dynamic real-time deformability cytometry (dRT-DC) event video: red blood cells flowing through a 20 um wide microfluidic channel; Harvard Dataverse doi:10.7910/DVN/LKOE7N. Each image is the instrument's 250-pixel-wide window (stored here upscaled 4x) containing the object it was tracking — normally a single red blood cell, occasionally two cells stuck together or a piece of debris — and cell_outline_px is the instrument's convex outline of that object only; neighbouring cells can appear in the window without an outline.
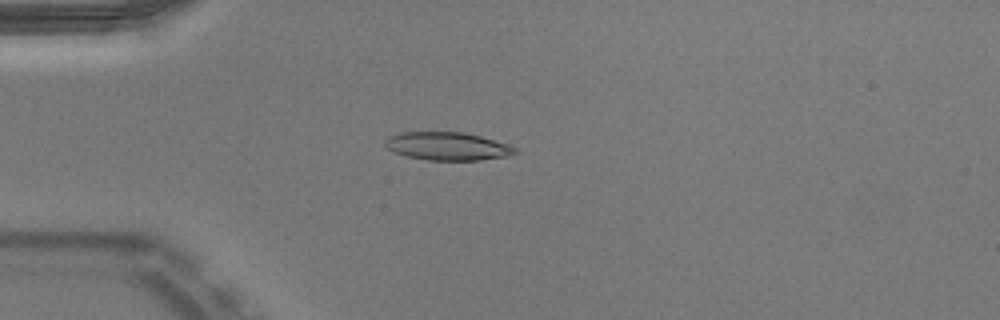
{"species": "Egyptian fruit bat (a non-hibernating species)", "species_latin": "Rousettus aegyptiacus", "temperature_condition": "warm", "stored_images_in_passage": 39, "camera_frame_rate_fps": 3000, "um_per_image_px": 0.085, "animal": {"sex": "male"}, "frame": {"image": 1, "passage_image": 2, "time_ms": 0.333, "image_size_px": [1000, 320], "cell_outline_px": [[516, 152], [508, 156], [480, 160], [428, 160], [408, 156], [396, 152], [388, 148], [384, 144], [384, 140], [388, 136], [400, 132], [464, 132], [480, 136], [508, 144], [516, 148]], "centroid_in_image_um": [38.02, 12.42], "position_along_channel_um": 47.0, "area_um2": 21.15}}
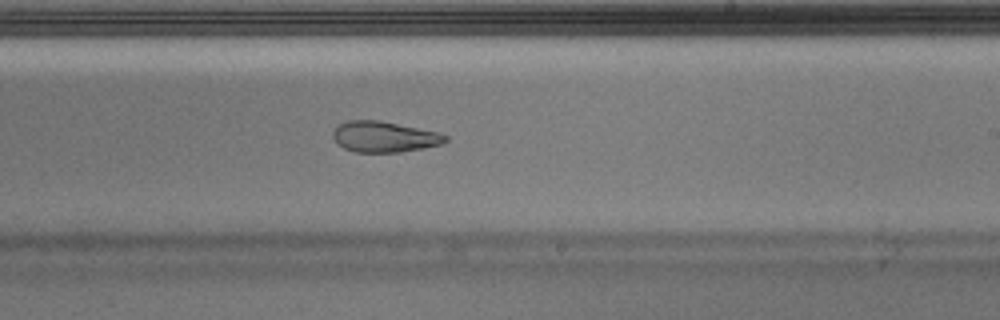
{"frame": {"image": 2, "passage_image": 19, "time_ms": 6.0, "image_size_px": [1000, 320], "cell_outline_px": [[448, 140], [440, 144], [424, 148], [400, 152], [356, 152], [344, 148], [336, 144], [332, 136], [332, 132], [340, 124], [348, 120], [380, 120], [440, 132], [448, 136]], "centroid_in_image_um": [32.66, 11.62], "position_along_channel_um": 256.3, "area_um2": 20.35}}
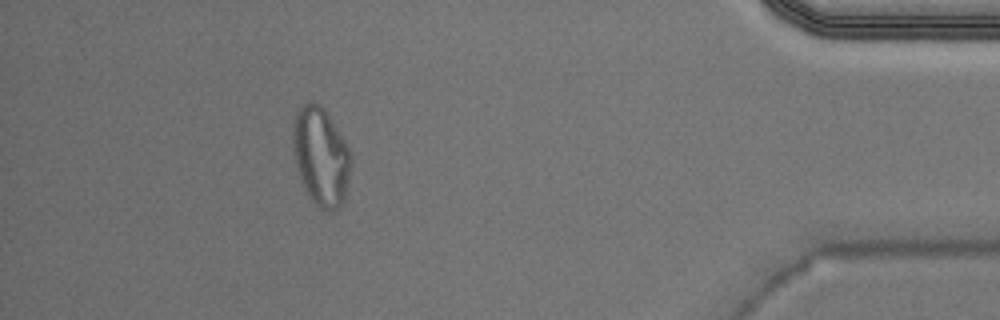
{"frame": {"image": 3, "passage_image": 34, "time_ms": 11.0, "image_size_px": [1000, 320], "cell_outline_px": [[348, 176], [344, 200], [332, 212], [328, 212], [320, 208], [308, 196], [300, 176], [296, 164], [292, 148], [292, 120], [296, 112], [304, 104], [312, 100], [320, 104], [324, 108], [344, 140], [348, 148]], "centroid_in_image_um": [27.21, 13.26], "position_along_channel_um": 408.0, "area_um2": 32.71}, "authors_computed_cell_mechanics": {"area_um2": 21.9062, "velocity_mm_per_s": 4.0034, "shape_relaxation_time_tau1_ms": null, "shape_relaxation_time_tau2_ms": 2.5031, "deformation_change_tau1": null, "deformation_change_tau2": 0.0982}}